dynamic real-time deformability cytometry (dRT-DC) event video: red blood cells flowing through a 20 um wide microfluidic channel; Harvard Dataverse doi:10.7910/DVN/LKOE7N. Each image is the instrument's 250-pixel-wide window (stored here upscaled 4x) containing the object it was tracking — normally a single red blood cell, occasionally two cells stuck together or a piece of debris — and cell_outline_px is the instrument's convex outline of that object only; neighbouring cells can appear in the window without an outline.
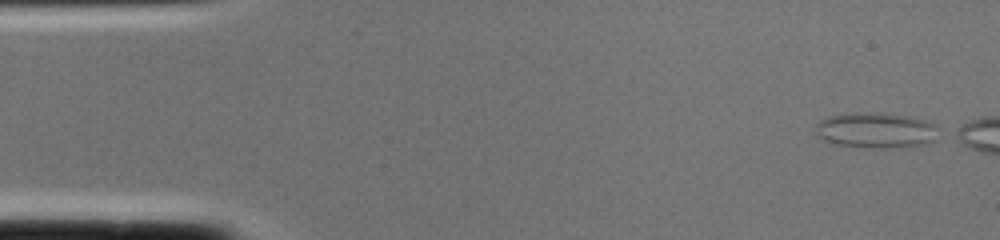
{"species": "common noctule bat (a hibernating species)", "species_latin": "Nyctalus noctula", "temperature_condition": "cold", "stored_images_in_passage": 2, "camera_frame_rate_fps": 3000, "um_per_image_px": 0.085, "animal": {"sex": "female", "body_mass_g": 22.0, "forearm_length_mm": 56.7}, "frame": {"image": 1, "passage_image": 1, "time_ms": 0.0, "image_size_px": [1000, 240], "cell_outline_px": [[936, 140], [928, 144], [884, 148], [876, 148], [836, 144], [824, 140], [816, 132], [816, 124], [820, 120], [828, 116], [856, 112], [904, 116], [924, 120], [936, 124]], "centroid_in_image_um": [74.45, 11.08], "position_along_channel_um": 10.6, "area_um2": 24.97}}